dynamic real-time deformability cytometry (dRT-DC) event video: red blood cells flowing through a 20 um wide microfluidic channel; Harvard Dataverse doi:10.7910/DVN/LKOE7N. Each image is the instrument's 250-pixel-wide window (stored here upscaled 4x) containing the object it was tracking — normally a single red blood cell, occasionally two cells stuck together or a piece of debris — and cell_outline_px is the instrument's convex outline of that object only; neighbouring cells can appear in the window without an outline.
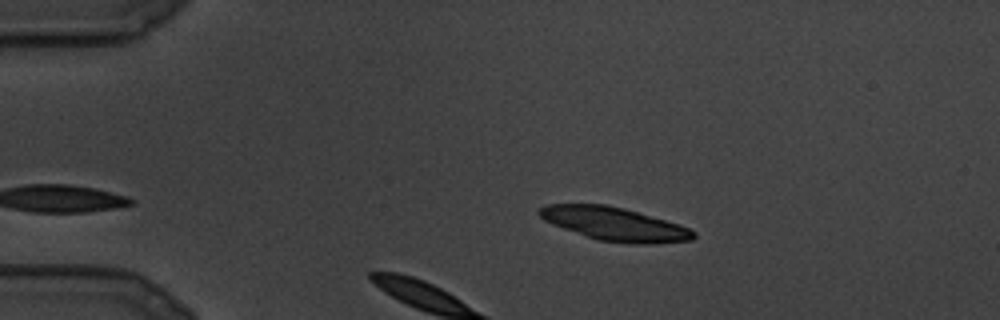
{"species": "common noctule bat (a hibernating species)", "species_latin": "Nyctalus noctula", "temperature_condition": "cold", "stored_images_in_passage": 68, "camera_frame_rate_fps": 3000, "um_per_image_px": 0.085, "animal": {"sex": "male", "body_mass_g": 19.5, "forearm_length_mm": 54.6}, "frame": {"image": 1, "passage_image": 5, "time_ms": 1.333, "image_size_px": [1000, 320], "cell_outline_px": [[696, 236], [692, 240], [652, 244], [632, 244], [596, 240], [552, 224], [544, 220], [536, 212], [540, 208], [548, 204], [608, 204], [624, 208], [664, 220], [688, 228], [696, 232]], "centroid_in_image_um": [52.21, 19.04], "position_along_channel_um": 32.8, "area_um2": 29.88}}
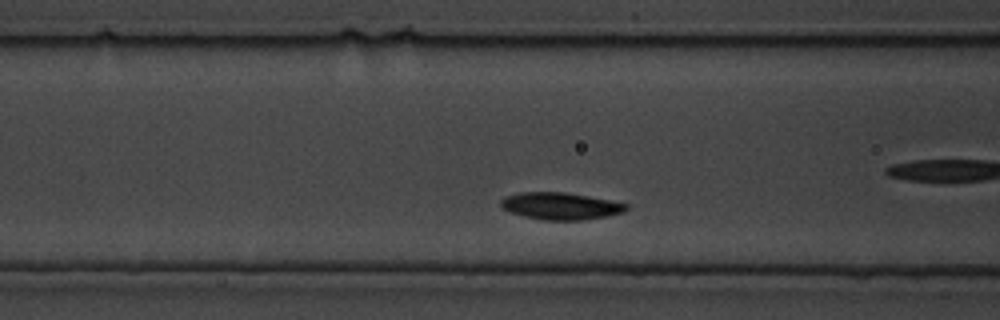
{"frame": {"image": 2, "passage_image": 21, "time_ms": 6.667, "image_size_px": [1000, 320], "cell_outline_px": [[628, 208], [624, 212], [584, 220], [544, 220], [524, 216], [508, 212], [500, 204], [500, 200], [504, 196], [520, 192], [564, 192], [612, 200], [628, 204]], "centroid_in_image_um": [47.63, 17.5], "position_along_channel_um": 119.0, "area_um2": 19.83}}
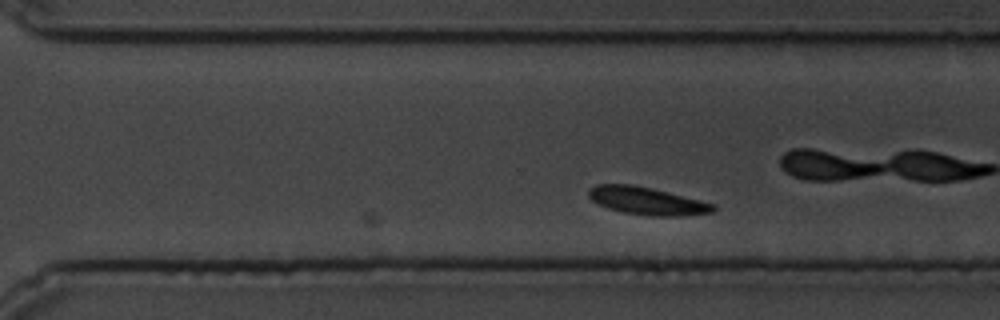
{"frame": {"image": 3, "passage_image": 55, "time_ms": 18.0, "image_size_px": [1000, 320], "cell_outline_px": [[716, 208], [712, 212], [680, 216], [648, 216], [624, 212], [608, 208], [592, 200], [588, 196], [588, 188], [596, 184], [632, 184], [652, 188], [716, 204]], "centroid_in_image_um": [54.98, 17.07], "position_along_channel_um": 315.6, "area_um2": 20.06}}